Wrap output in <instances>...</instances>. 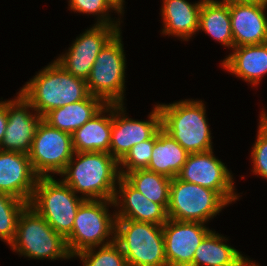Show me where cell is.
I'll return each mask as SVG.
<instances>
[{
    "label": "cell",
    "instance_id": "cell-14",
    "mask_svg": "<svg viewBox=\"0 0 267 266\" xmlns=\"http://www.w3.org/2000/svg\"><path fill=\"white\" fill-rule=\"evenodd\" d=\"M168 266H193L196 248L212 231L199 222L169 219L162 225Z\"/></svg>",
    "mask_w": 267,
    "mask_h": 266
},
{
    "label": "cell",
    "instance_id": "cell-10",
    "mask_svg": "<svg viewBox=\"0 0 267 266\" xmlns=\"http://www.w3.org/2000/svg\"><path fill=\"white\" fill-rule=\"evenodd\" d=\"M74 153L72 135L41 120L28 153L35 174L38 177H51L50 172L61 174Z\"/></svg>",
    "mask_w": 267,
    "mask_h": 266
},
{
    "label": "cell",
    "instance_id": "cell-15",
    "mask_svg": "<svg viewBox=\"0 0 267 266\" xmlns=\"http://www.w3.org/2000/svg\"><path fill=\"white\" fill-rule=\"evenodd\" d=\"M20 94L7 101V126L0 150L28 154L31 150L35 132L42 117Z\"/></svg>",
    "mask_w": 267,
    "mask_h": 266
},
{
    "label": "cell",
    "instance_id": "cell-2",
    "mask_svg": "<svg viewBox=\"0 0 267 266\" xmlns=\"http://www.w3.org/2000/svg\"><path fill=\"white\" fill-rule=\"evenodd\" d=\"M19 93L41 117L89 95L86 81L65 71L55 60L27 82Z\"/></svg>",
    "mask_w": 267,
    "mask_h": 266
},
{
    "label": "cell",
    "instance_id": "cell-13",
    "mask_svg": "<svg viewBox=\"0 0 267 266\" xmlns=\"http://www.w3.org/2000/svg\"><path fill=\"white\" fill-rule=\"evenodd\" d=\"M124 112L123 104H112L109 153L118 162L135 144L150 139L161 128V112L158 104L155 105L147 121L129 119Z\"/></svg>",
    "mask_w": 267,
    "mask_h": 266
},
{
    "label": "cell",
    "instance_id": "cell-5",
    "mask_svg": "<svg viewBox=\"0 0 267 266\" xmlns=\"http://www.w3.org/2000/svg\"><path fill=\"white\" fill-rule=\"evenodd\" d=\"M63 181L38 177L29 203L65 239L71 234L78 208L85 200L78 197Z\"/></svg>",
    "mask_w": 267,
    "mask_h": 266
},
{
    "label": "cell",
    "instance_id": "cell-32",
    "mask_svg": "<svg viewBox=\"0 0 267 266\" xmlns=\"http://www.w3.org/2000/svg\"><path fill=\"white\" fill-rule=\"evenodd\" d=\"M7 126V102L0 101V145L3 141Z\"/></svg>",
    "mask_w": 267,
    "mask_h": 266
},
{
    "label": "cell",
    "instance_id": "cell-6",
    "mask_svg": "<svg viewBox=\"0 0 267 266\" xmlns=\"http://www.w3.org/2000/svg\"><path fill=\"white\" fill-rule=\"evenodd\" d=\"M115 241L128 266H168L162 225L116 219Z\"/></svg>",
    "mask_w": 267,
    "mask_h": 266
},
{
    "label": "cell",
    "instance_id": "cell-19",
    "mask_svg": "<svg viewBox=\"0 0 267 266\" xmlns=\"http://www.w3.org/2000/svg\"><path fill=\"white\" fill-rule=\"evenodd\" d=\"M233 53L222 62L228 72L248 81L252 85L267 74V42L233 47Z\"/></svg>",
    "mask_w": 267,
    "mask_h": 266
},
{
    "label": "cell",
    "instance_id": "cell-21",
    "mask_svg": "<svg viewBox=\"0 0 267 266\" xmlns=\"http://www.w3.org/2000/svg\"><path fill=\"white\" fill-rule=\"evenodd\" d=\"M202 1L189 3L186 0H163V34L175 35L188 41L193 34L199 31V13Z\"/></svg>",
    "mask_w": 267,
    "mask_h": 266
},
{
    "label": "cell",
    "instance_id": "cell-29",
    "mask_svg": "<svg viewBox=\"0 0 267 266\" xmlns=\"http://www.w3.org/2000/svg\"><path fill=\"white\" fill-rule=\"evenodd\" d=\"M69 6L70 10L75 12L98 15L96 24L120 26V20L117 22L113 21L108 13L110 9L115 10L120 15L123 13L112 0H69Z\"/></svg>",
    "mask_w": 267,
    "mask_h": 266
},
{
    "label": "cell",
    "instance_id": "cell-26",
    "mask_svg": "<svg viewBox=\"0 0 267 266\" xmlns=\"http://www.w3.org/2000/svg\"><path fill=\"white\" fill-rule=\"evenodd\" d=\"M124 178L146 198L167 210L171 178L147 169L128 172Z\"/></svg>",
    "mask_w": 267,
    "mask_h": 266
},
{
    "label": "cell",
    "instance_id": "cell-9",
    "mask_svg": "<svg viewBox=\"0 0 267 266\" xmlns=\"http://www.w3.org/2000/svg\"><path fill=\"white\" fill-rule=\"evenodd\" d=\"M228 203L214 190L172 178L170 184L169 219L206 223Z\"/></svg>",
    "mask_w": 267,
    "mask_h": 266
},
{
    "label": "cell",
    "instance_id": "cell-16",
    "mask_svg": "<svg viewBox=\"0 0 267 266\" xmlns=\"http://www.w3.org/2000/svg\"><path fill=\"white\" fill-rule=\"evenodd\" d=\"M38 176L28 154L0 150V191L30 203Z\"/></svg>",
    "mask_w": 267,
    "mask_h": 266
},
{
    "label": "cell",
    "instance_id": "cell-33",
    "mask_svg": "<svg viewBox=\"0 0 267 266\" xmlns=\"http://www.w3.org/2000/svg\"><path fill=\"white\" fill-rule=\"evenodd\" d=\"M224 1L235 2V3H249V4L267 5V0H224Z\"/></svg>",
    "mask_w": 267,
    "mask_h": 266
},
{
    "label": "cell",
    "instance_id": "cell-11",
    "mask_svg": "<svg viewBox=\"0 0 267 266\" xmlns=\"http://www.w3.org/2000/svg\"><path fill=\"white\" fill-rule=\"evenodd\" d=\"M177 177L216 191L228 204L239 198L234 193L233 176L212 150L189 154Z\"/></svg>",
    "mask_w": 267,
    "mask_h": 266
},
{
    "label": "cell",
    "instance_id": "cell-20",
    "mask_svg": "<svg viewBox=\"0 0 267 266\" xmlns=\"http://www.w3.org/2000/svg\"><path fill=\"white\" fill-rule=\"evenodd\" d=\"M106 105L99 97L89 94L81 101L49 111L42 120L49 126L72 135Z\"/></svg>",
    "mask_w": 267,
    "mask_h": 266
},
{
    "label": "cell",
    "instance_id": "cell-28",
    "mask_svg": "<svg viewBox=\"0 0 267 266\" xmlns=\"http://www.w3.org/2000/svg\"><path fill=\"white\" fill-rule=\"evenodd\" d=\"M86 249L77 255L83 262V266H128L124 253L116 241L99 247Z\"/></svg>",
    "mask_w": 267,
    "mask_h": 266
},
{
    "label": "cell",
    "instance_id": "cell-31",
    "mask_svg": "<svg viewBox=\"0 0 267 266\" xmlns=\"http://www.w3.org/2000/svg\"><path fill=\"white\" fill-rule=\"evenodd\" d=\"M261 112L257 139L253 145L251 159L253 173L267 179V113Z\"/></svg>",
    "mask_w": 267,
    "mask_h": 266
},
{
    "label": "cell",
    "instance_id": "cell-35",
    "mask_svg": "<svg viewBox=\"0 0 267 266\" xmlns=\"http://www.w3.org/2000/svg\"><path fill=\"white\" fill-rule=\"evenodd\" d=\"M247 266H260V265H257L255 264V262L253 263V261L248 260Z\"/></svg>",
    "mask_w": 267,
    "mask_h": 266
},
{
    "label": "cell",
    "instance_id": "cell-7",
    "mask_svg": "<svg viewBox=\"0 0 267 266\" xmlns=\"http://www.w3.org/2000/svg\"><path fill=\"white\" fill-rule=\"evenodd\" d=\"M110 204L114 206V201L85 199L81 203L74 219L72 232L66 238L72 257L86 249L97 248L115 241L116 215L110 216L107 207ZM110 235L112 237H109Z\"/></svg>",
    "mask_w": 267,
    "mask_h": 266
},
{
    "label": "cell",
    "instance_id": "cell-27",
    "mask_svg": "<svg viewBox=\"0 0 267 266\" xmlns=\"http://www.w3.org/2000/svg\"><path fill=\"white\" fill-rule=\"evenodd\" d=\"M27 202L0 191V239L11 244L15 238L17 222Z\"/></svg>",
    "mask_w": 267,
    "mask_h": 266
},
{
    "label": "cell",
    "instance_id": "cell-24",
    "mask_svg": "<svg viewBox=\"0 0 267 266\" xmlns=\"http://www.w3.org/2000/svg\"><path fill=\"white\" fill-rule=\"evenodd\" d=\"M224 240L227 239L211 231L196 248L193 266H247L249 259L224 244Z\"/></svg>",
    "mask_w": 267,
    "mask_h": 266
},
{
    "label": "cell",
    "instance_id": "cell-25",
    "mask_svg": "<svg viewBox=\"0 0 267 266\" xmlns=\"http://www.w3.org/2000/svg\"><path fill=\"white\" fill-rule=\"evenodd\" d=\"M199 30L205 31L225 47L233 48L229 2L203 0L199 13Z\"/></svg>",
    "mask_w": 267,
    "mask_h": 266
},
{
    "label": "cell",
    "instance_id": "cell-12",
    "mask_svg": "<svg viewBox=\"0 0 267 266\" xmlns=\"http://www.w3.org/2000/svg\"><path fill=\"white\" fill-rule=\"evenodd\" d=\"M119 31V26L94 24L76 38L66 54L59 56L55 61L65 71L86 81L96 57Z\"/></svg>",
    "mask_w": 267,
    "mask_h": 266
},
{
    "label": "cell",
    "instance_id": "cell-18",
    "mask_svg": "<svg viewBox=\"0 0 267 266\" xmlns=\"http://www.w3.org/2000/svg\"><path fill=\"white\" fill-rule=\"evenodd\" d=\"M117 185H119V191L115 192L114 206L120 205L122 208L116 211V219H129L157 225H163L168 220L167 210L161 204L146 198L123 176L120 177Z\"/></svg>",
    "mask_w": 267,
    "mask_h": 266
},
{
    "label": "cell",
    "instance_id": "cell-22",
    "mask_svg": "<svg viewBox=\"0 0 267 266\" xmlns=\"http://www.w3.org/2000/svg\"><path fill=\"white\" fill-rule=\"evenodd\" d=\"M109 112L110 114L105 116ZM104 113V115H103ZM112 129V104H107L92 119L72 134L74 152L109 153Z\"/></svg>",
    "mask_w": 267,
    "mask_h": 266
},
{
    "label": "cell",
    "instance_id": "cell-30",
    "mask_svg": "<svg viewBox=\"0 0 267 266\" xmlns=\"http://www.w3.org/2000/svg\"><path fill=\"white\" fill-rule=\"evenodd\" d=\"M157 139V132L148 140L135 144L126 156L119 162V166L126 168L120 170V175L125 176L128 172L147 169L152 156V150L155 140Z\"/></svg>",
    "mask_w": 267,
    "mask_h": 266
},
{
    "label": "cell",
    "instance_id": "cell-8",
    "mask_svg": "<svg viewBox=\"0 0 267 266\" xmlns=\"http://www.w3.org/2000/svg\"><path fill=\"white\" fill-rule=\"evenodd\" d=\"M119 31L100 51L86 80L89 94L106 104H124L125 54Z\"/></svg>",
    "mask_w": 267,
    "mask_h": 266
},
{
    "label": "cell",
    "instance_id": "cell-23",
    "mask_svg": "<svg viewBox=\"0 0 267 266\" xmlns=\"http://www.w3.org/2000/svg\"><path fill=\"white\" fill-rule=\"evenodd\" d=\"M189 153L162 127L157 131L147 170L175 178L187 161Z\"/></svg>",
    "mask_w": 267,
    "mask_h": 266
},
{
    "label": "cell",
    "instance_id": "cell-34",
    "mask_svg": "<svg viewBox=\"0 0 267 266\" xmlns=\"http://www.w3.org/2000/svg\"><path fill=\"white\" fill-rule=\"evenodd\" d=\"M119 8L120 10L123 12V3H124V0H112Z\"/></svg>",
    "mask_w": 267,
    "mask_h": 266
},
{
    "label": "cell",
    "instance_id": "cell-17",
    "mask_svg": "<svg viewBox=\"0 0 267 266\" xmlns=\"http://www.w3.org/2000/svg\"><path fill=\"white\" fill-rule=\"evenodd\" d=\"M267 5L229 2L234 47L267 42Z\"/></svg>",
    "mask_w": 267,
    "mask_h": 266
},
{
    "label": "cell",
    "instance_id": "cell-1",
    "mask_svg": "<svg viewBox=\"0 0 267 266\" xmlns=\"http://www.w3.org/2000/svg\"><path fill=\"white\" fill-rule=\"evenodd\" d=\"M119 169V162L110 153L75 152L60 175L84 199L113 200L121 177Z\"/></svg>",
    "mask_w": 267,
    "mask_h": 266
},
{
    "label": "cell",
    "instance_id": "cell-4",
    "mask_svg": "<svg viewBox=\"0 0 267 266\" xmlns=\"http://www.w3.org/2000/svg\"><path fill=\"white\" fill-rule=\"evenodd\" d=\"M12 250L34 259H69L66 239L56 233L46 220L29 204L21 212Z\"/></svg>",
    "mask_w": 267,
    "mask_h": 266
},
{
    "label": "cell",
    "instance_id": "cell-3",
    "mask_svg": "<svg viewBox=\"0 0 267 266\" xmlns=\"http://www.w3.org/2000/svg\"><path fill=\"white\" fill-rule=\"evenodd\" d=\"M161 127L189 154L213 150L211 131L202 101L181 100L159 104Z\"/></svg>",
    "mask_w": 267,
    "mask_h": 266
}]
</instances>
